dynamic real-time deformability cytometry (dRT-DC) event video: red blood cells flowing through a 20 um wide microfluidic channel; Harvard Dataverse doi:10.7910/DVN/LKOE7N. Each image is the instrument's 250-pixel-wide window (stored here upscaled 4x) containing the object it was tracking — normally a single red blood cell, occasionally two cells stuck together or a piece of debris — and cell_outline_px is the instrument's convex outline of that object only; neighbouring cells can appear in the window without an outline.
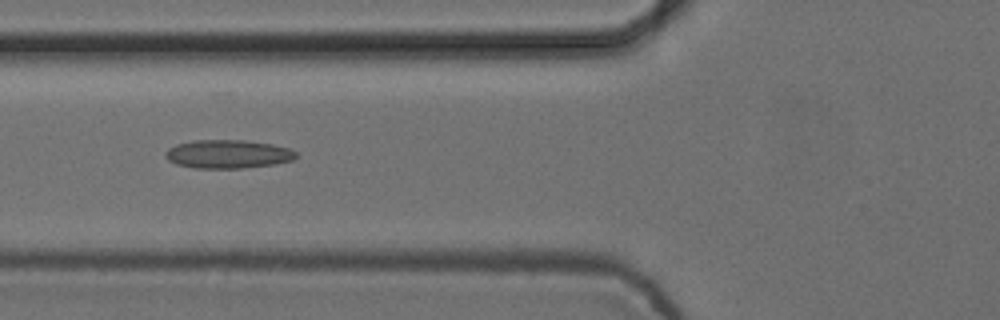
{"species": "common noctule bat (a hibernating species)", "species_latin": "Nyctalus noctula", "temperature_condition": "cold", "stored_images_in_passage": 6, "camera_frame_rate_fps": 3000, "um_per_image_px": 0.085, "animal": {"sex": "female", "body_mass_g": 24.6, "forearm_length_mm": 56.2}, "frame": {"image": 1, "passage_image": 4, "time_ms": 1.0, "image_size_px": [1000, 320], "cell_outline_px": [[296, 156], [292, 160], [276, 164], [244, 168], [196, 168], [176, 164], [168, 160], [164, 156], [164, 152], [168, 148], [176, 144], [196, 140], [244, 140], [272, 144], [288, 148], [296, 152]], "centroid_in_image_um": [19.34, 13.1], "position_along_channel_um": 106.5, "area_um2": 21.73}}
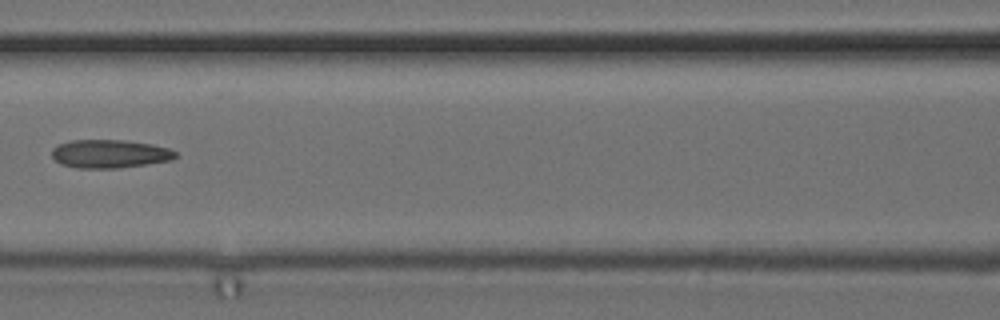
{"frame": {"image": 2, "passage_image": 5, "time_ms": 1.333, "image_size_px": [1000, 320], "cell_outline_px": [[176, 156], [172, 160], [120, 168], [76, 168], [60, 164], [52, 156], [52, 148], [60, 144], [72, 140], [124, 140], [152, 144], [168, 148], [176, 152]], "centroid_in_image_um": [9.32, 13.08], "position_along_channel_um": 157.3, "area_um2": 20.4}}
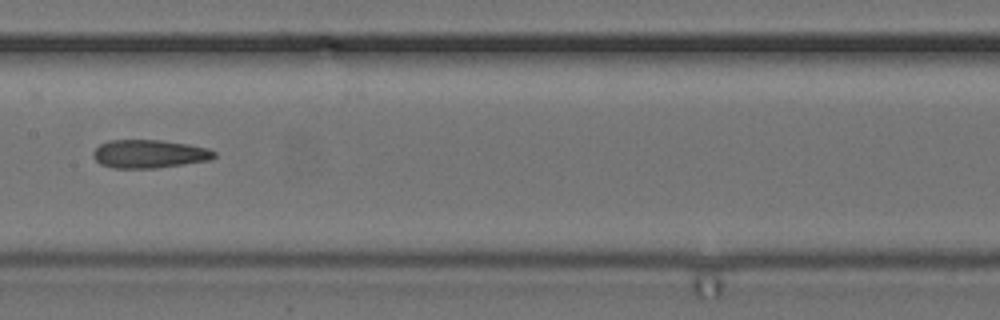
{"frame": {"image": 3, "passage_image": 6, "time_ms": 1.667, "image_size_px": [1000, 320], "cell_outline_px": [[216, 156], [212, 160], [156, 168], [112, 168], [100, 164], [92, 156], [92, 152], [100, 144], [108, 140], [160, 140], [188, 144], [208, 148], [216, 152]], "centroid_in_image_um": [12.69, 13.08], "position_along_channel_um": 194.7, "area_um2": 20.11}}